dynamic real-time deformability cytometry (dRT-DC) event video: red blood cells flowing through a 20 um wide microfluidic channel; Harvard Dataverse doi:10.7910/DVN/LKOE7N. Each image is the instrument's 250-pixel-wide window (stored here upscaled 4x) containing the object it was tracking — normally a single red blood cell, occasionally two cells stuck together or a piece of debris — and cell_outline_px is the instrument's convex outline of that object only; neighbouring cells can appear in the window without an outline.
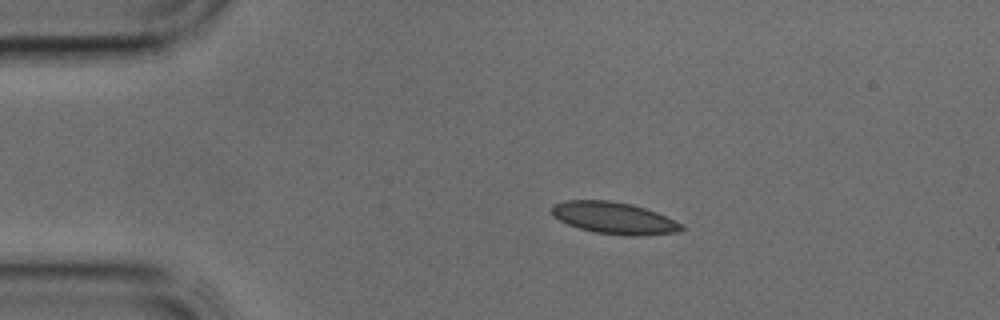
{"species": "common noctule bat (a hibernating species)", "species_latin": "Nyctalus noctula", "temperature_condition": "cold", "stored_images_in_passage": 5, "camera_frame_rate_fps": 3000, "um_per_image_px": 0.085, "animal": {"sex": "male", "body_mass_g": 17.9, "forearm_length_mm": 54.2}, "frame": {"image": 1, "passage_image": 4, "time_ms": 1.0, "image_size_px": [1000, 320], "cell_outline_px": [[684, 228], [676, 232], [640, 236], [628, 236], [592, 232], [568, 224], [552, 216], [552, 204], [568, 200], [608, 200], [632, 204], [656, 212], [680, 224]], "centroid_in_image_um": [52.14, 18.53], "position_along_channel_um": 32.9, "area_um2": 23.87}}